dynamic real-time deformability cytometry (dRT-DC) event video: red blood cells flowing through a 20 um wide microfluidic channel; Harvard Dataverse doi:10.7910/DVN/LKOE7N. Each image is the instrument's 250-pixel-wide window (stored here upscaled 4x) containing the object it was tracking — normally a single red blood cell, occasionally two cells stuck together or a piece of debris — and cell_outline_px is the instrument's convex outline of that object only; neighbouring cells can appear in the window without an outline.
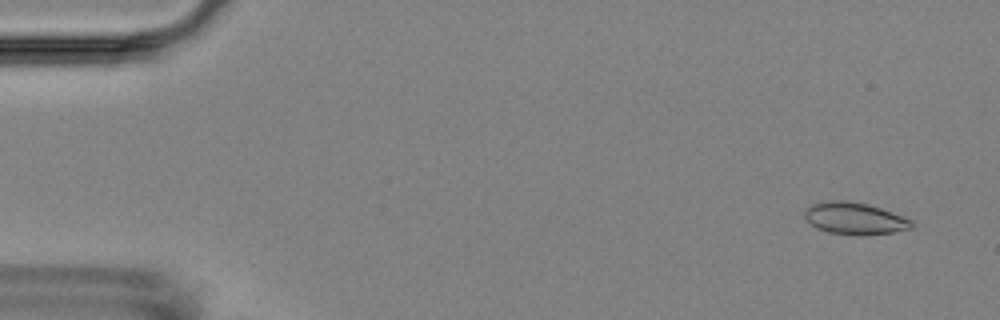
{"species": "Egyptian fruit bat (a non-hibernating species)", "species_latin": "Rousettus aegyptiacus", "temperature_condition": "room temperature", "stored_images_in_passage": 5, "camera_frame_rate_fps": 3000, "um_per_image_px": 0.085, "animal": {"sex": "female"}, "frame": {"image": 1, "passage_image": 1, "time_ms": 0.0, "image_size_px": [1000, 320], "cell_outline_px": [[916, 224], [912, 228], [892, 232], [860, 236], [856, 236], [828, 232], [816, 228], [804, 216], [804, 208], [812, 204], [832, 200], [848, 200], [868, 204], [904, 216], [912, 220]], "centroid_in_image_um": [72.66, 18.57], "position_along_channel_um": 12.3, "area_um2": 20.17}}